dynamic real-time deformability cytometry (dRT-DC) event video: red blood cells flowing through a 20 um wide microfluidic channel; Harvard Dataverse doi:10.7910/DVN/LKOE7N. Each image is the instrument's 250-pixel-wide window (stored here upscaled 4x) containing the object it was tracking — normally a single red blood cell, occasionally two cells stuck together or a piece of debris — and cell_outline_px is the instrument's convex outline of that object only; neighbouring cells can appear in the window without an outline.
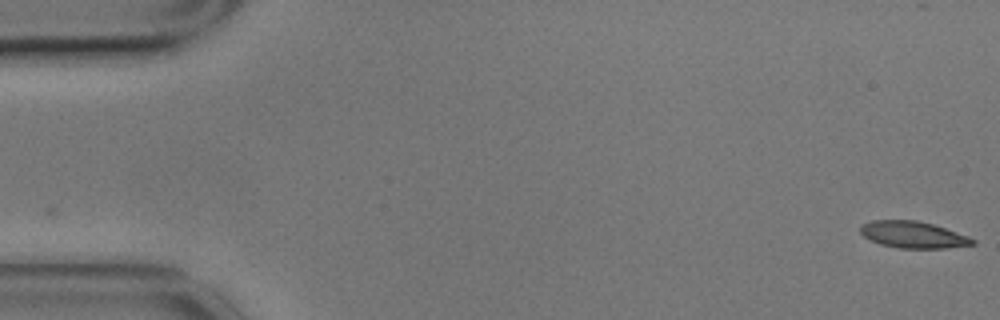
{"species": "common noctule bat (a hibernating species)", "species_latin": "Nyctalus noctula", "temperature_condition": "cold", "stored_images_in_passage": 14, "camera_frame_rate_fps": 3000, "um_per_image_px": 0.085, "animal": {"sex": "male", "body_mass_g": 17.9}, "frame": {"image": 1, "passage_image": 1, "time_ms": 0.0, "image_size_px": [1000, 320], "cell_outline_px": [[976, 244], [944, 248], [900, 248], [880, 244], [864, 236], [860, 232], [860, 228], [864, 224], [872, 220], [916, 220], [932, 224], [968, 236], [976, 240]], "centroid_in_image_um": [77.63, 19.95], "position_along_channel_um": 7.4, "area_um2": 17.22}}